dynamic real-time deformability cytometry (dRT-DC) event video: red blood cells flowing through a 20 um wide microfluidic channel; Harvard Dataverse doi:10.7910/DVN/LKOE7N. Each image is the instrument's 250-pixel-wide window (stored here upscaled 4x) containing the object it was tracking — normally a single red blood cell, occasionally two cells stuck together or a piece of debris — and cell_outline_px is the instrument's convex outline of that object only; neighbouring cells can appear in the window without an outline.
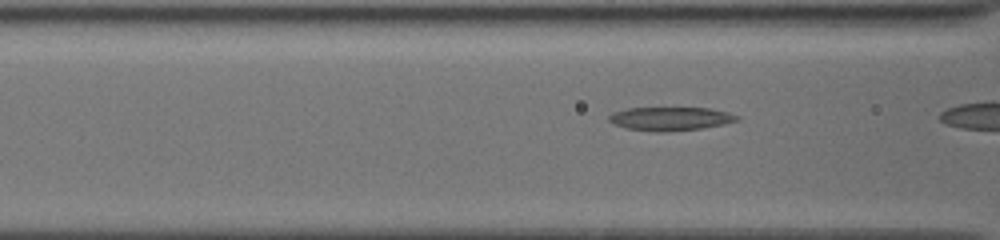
{"species": "common noctule bat (a hibernating species)", "species_latin": "Nyctalus noctula", "temperature_condition": "cold", "stored_images_in_passage": 8, "camera_frame_rate_fps": 3000, "um_per_image_px": 0.085, "animal": {"sex": "female", "body_mass_g": 19.5, "forearm_length_mm": 54.1}, "frame": {"image": 1, "passage_image": 4, "time_ms": 1.0, "image_size_px": [1000, 240], "cell_outline_px": [[740, 116], [736, 120], [720, 124], [700, 128], [664, 132], [656, 132], [624, 128], [608, 120], [608, 116], [612, 112], [628, 108], [712, 108], [728, 112]], "centroid_in_image_um": [56.93, 10.08], "position_along_channel_um": 109.7, "area_um2": 17.4}}
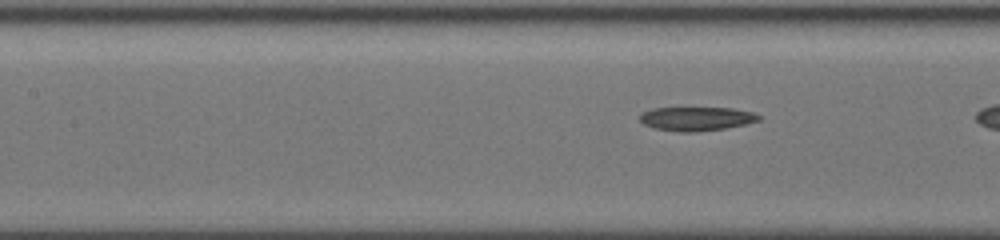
{"frame": {"image": 2, "passage_image": 7, "time_ms": 2.0, "image_size_px": [1000, 240], "cell_outline_px": [[760, 120], [744, 124], [724, 128], [692, 132], [680, 132], [656, 128], [644, 124], [640, 120], [640, 116], [644, 112], [652, 108], [732, 108], [752, 112], [760, 116]], "centroid_in_image_um": [59.2, 10.08], "position_along_channel_um": 148.2, "area_um2": 16.24}}